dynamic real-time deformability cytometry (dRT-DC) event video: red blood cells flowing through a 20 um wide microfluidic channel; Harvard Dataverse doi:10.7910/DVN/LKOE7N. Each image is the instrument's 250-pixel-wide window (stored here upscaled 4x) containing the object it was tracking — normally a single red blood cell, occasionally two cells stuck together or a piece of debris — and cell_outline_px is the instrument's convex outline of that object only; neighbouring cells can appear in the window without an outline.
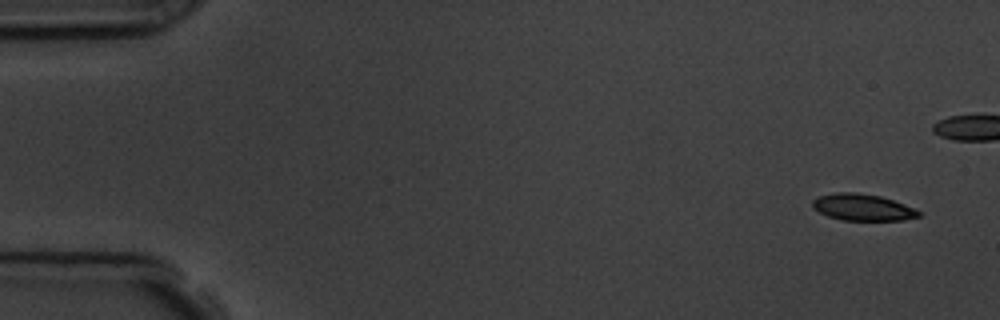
{"species": "common noctule bat (a hibernating species)", "species_latin": "Nyctalus noctula", "temperature_condition": "room temperature", "stored_images_in_passage": 6, "camera_frame_rate_fps": 3000, "um_per_image_px": 0.085, "animal": {"sex": "male", "body_mass_g": 19.5, "forearm_length_mm": 54.6}, "frame": {"image": 1, "passage_image": 1, "time_ms": 0.0, "image_size_px": [1000, 320], "cell_outline_px": [[920, 216], [904, 220], [840, 220], [828, 216], [812, 208], [812, 200], [816, 196], [836, 192], [856, 192], [880, 196], [904, 204], [920, 212]], "centroid_in_image_um": [73.26, 17.61], "position_along_channel_um": 11.7, "area_um2": 16.47}}